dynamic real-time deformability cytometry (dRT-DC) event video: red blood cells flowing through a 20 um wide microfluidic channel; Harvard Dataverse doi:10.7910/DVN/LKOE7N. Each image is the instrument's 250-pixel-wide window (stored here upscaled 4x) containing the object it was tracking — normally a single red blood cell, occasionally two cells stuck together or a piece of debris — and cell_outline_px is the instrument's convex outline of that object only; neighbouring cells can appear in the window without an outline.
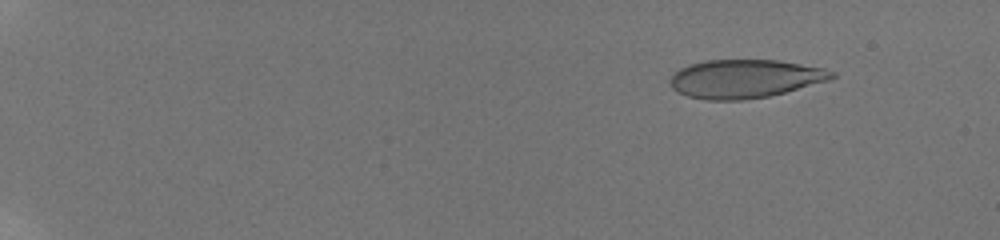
{"species": "human", "species_latin": "Homo sapiens", "temperature_condition": "room temperature", "stored_images_in_passage": 21, "camera_frame_rate_fps": 3000, "um_per_image_px": 0.085, "donor": {"sex": "male"}, "frame": {"image": 1, "passage_image": 5, "time_ms": 2.0, "image_size_px": [1000, 240], "cell_outline_px": [[836, 76], [828, 80], [784, 92], [768, 96], [744, 100], [704, 100], [688, 96], [672, 88], [672, 76], [680, 68], [688, 64], [708, 60], [776, 60], [824, 68], [836, 72]], "centroid_in_image_um": [63.32, 6.69], "position_along_channel_um": 21.7, "area_um2": 35.89}}
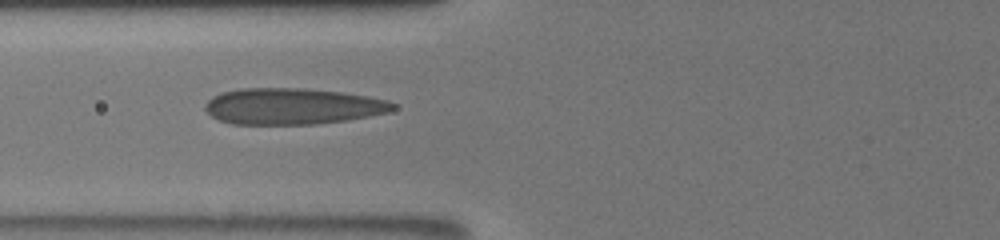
{"frame": {"image": 2, "passage_image": 15, "time_ms": 8.333, "image_size_px": [1000, 240], "cell_outline_px": [[396, 108], [388, 112], [368, 116], [344, 120], [312, 124], [232, 124], [220, 120], [212, 116], [204, 108], [204, 104], [212, 96], [220, 92], [240, 88], [300, 88], [340, 92], [388, 100], [396, 104]], "centroid_in_image_um": [24.81, 9.03], "position_along_channel_um": 101.0, "area_um2": 39.48}}
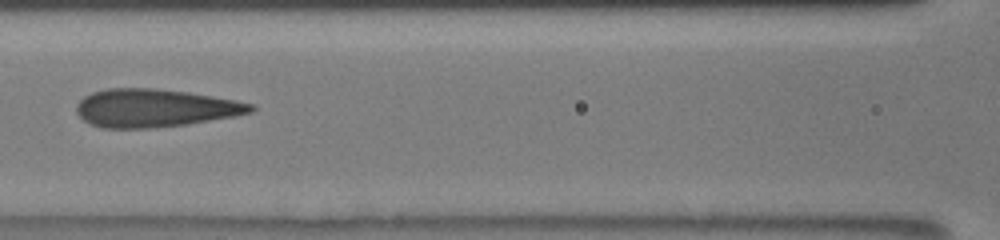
{"frame": {"image": 3, "passage_image": 17, "time_ms": 9.667, "image_size_px": [1000, 240], "cell_outline_px": [[256, 108], [252, 112], [232, 116], [188, 124], [148, 128], [100, 128], [88, 124], [76, 112], [76, 104], [84, 96], [92, 92], [108, 88], [152, 88], [188, 92], [236, 100], [252, 104]], "centroid_in_image_um": [13.11, 9.18], "position_along_channel_um": 153.5, "area_um2": 38.61}}